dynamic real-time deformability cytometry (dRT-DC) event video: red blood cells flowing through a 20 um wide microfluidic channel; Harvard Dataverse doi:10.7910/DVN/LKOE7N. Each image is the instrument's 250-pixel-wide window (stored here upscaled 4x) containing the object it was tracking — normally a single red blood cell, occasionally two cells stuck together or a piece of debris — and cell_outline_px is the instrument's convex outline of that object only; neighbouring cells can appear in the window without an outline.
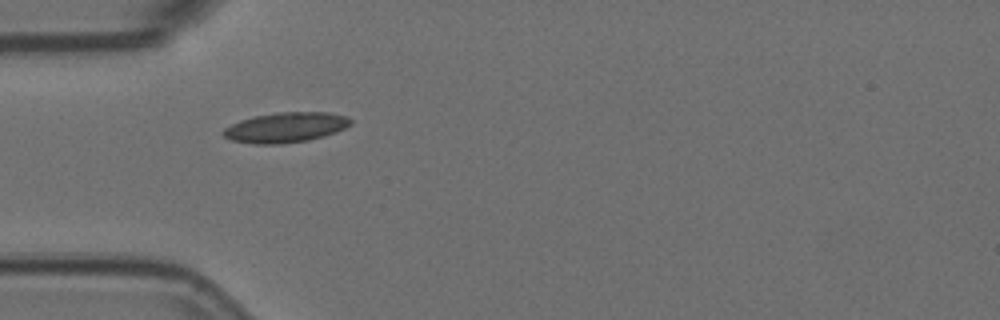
{"species": "Egyptian fruit bat (a non-hibernating species)", "species_latin": "Rousettus aegyptiacus", "temperature_condition": "room temperature", "stored_images_in_passage": 5, "camera_frame_rate_fps": 3000, "um_per_image_px": 0.085, "animal": {"sex": "female"}, "frame": {"image": 1, "passage_image": 1, "time_ms": 0.0, "image_size_px": [1000, 320], "cell_outline_px": [[352, 124], [336, 132], [324, 136], [308, 140], [280, 144], [252, 144], [232, 140], [224, 136], [220, 132], [224, 128], [240, 120], [252, 116], [276, 112], [328, 112], [348, 116], [352, 120]], "centroid_in_image_um": [24.28, 10.82], "position_along_channel_um": 60.7, "area_um2": 22.54}}
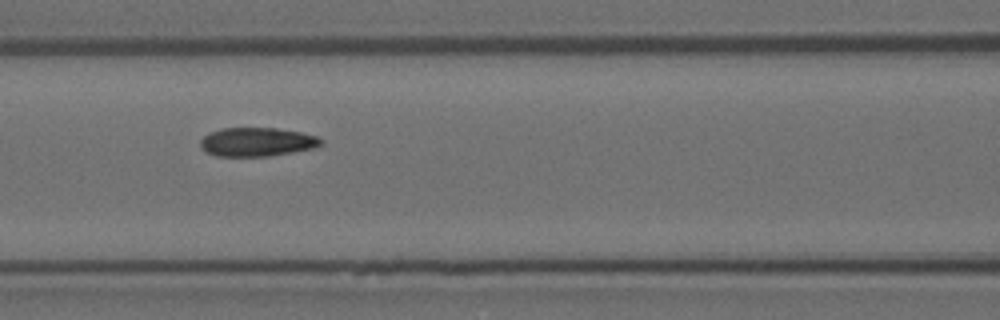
{"frame": {"image": 2, "passage_image": 3, "time_ms": 0.667, "image_size_px": [1000, 320], "cell_outline_px": [[324, 140], [316, 148], [268, 156], [216, 156], [208, 152], [200, 144], [200, 140], [204, 136], [212, 132], [224, 128], [276, 128], [300, 132], [316, 136]], "centroid_in_image_um": [21.88, 12.06], "position_along_channel_um": 144.7, "area_um2": 20.0}}
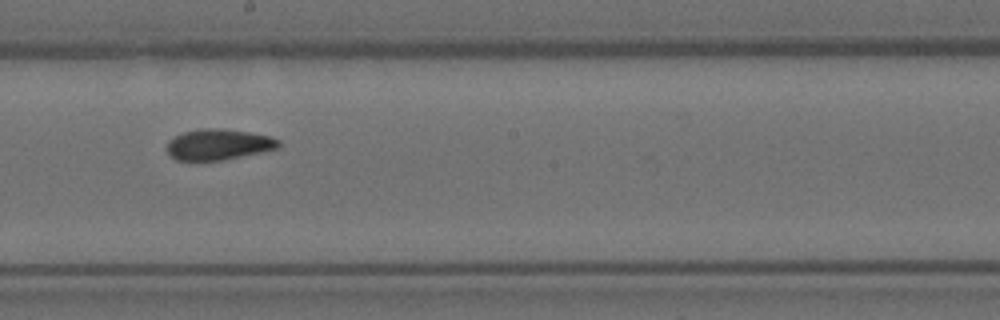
{"frame": {"image": 3, "passage_image": 5, "time_ms": 1.333, "image_size_px": [1000, 320], "cell_outline_px": [[280, 148], [224, 160], [176, 160], [168, 152], [168, 140], [184, 132], [200, 128], [224, 128], [248, 132], [268, 136], [280, 140]], "centroid_in_image_um": [18.6, 12.27], "position_along_channel_um": 229.6, "area_um2": 20.0}}